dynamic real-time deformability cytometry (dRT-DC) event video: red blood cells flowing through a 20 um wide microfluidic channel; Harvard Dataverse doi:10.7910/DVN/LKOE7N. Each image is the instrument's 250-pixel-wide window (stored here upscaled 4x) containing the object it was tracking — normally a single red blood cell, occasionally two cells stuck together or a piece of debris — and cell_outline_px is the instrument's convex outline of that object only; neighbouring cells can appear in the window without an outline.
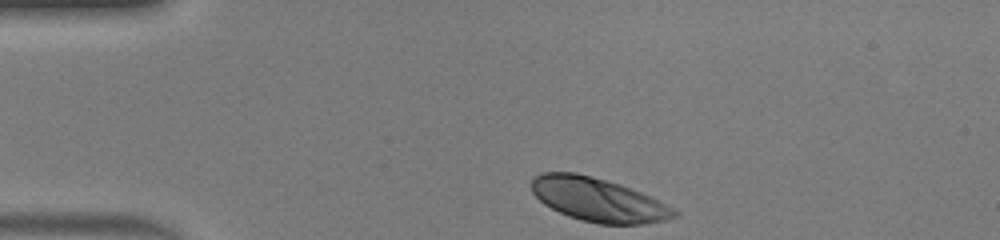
{"species": "human", "species_latin": "Homo sapiens", "temperature_condition": "warm", "stored_images_in_passage": 32, "camera_frame_rate_fps": 3000, "um_per_image_px": 0.085, "donor": {"sex": "male"}, "frame": {"image": 1, "passage_image": 1, "time_ms": 0.0, "image_size_px": [1000, 240], "cell_outline_px": [[680, 212], [676, 216], [664, 220], [640, 224], [600, 224], [580, 220], [568, 216], [544, 204], [532, 192], [532, 180], [540, 172], [576, 172], [620, 184], [640, 192]], "centroid_in_image_um": [50.81, 16.97], "position_along_channel_um": 34.2, "area_um2": 35.84}}
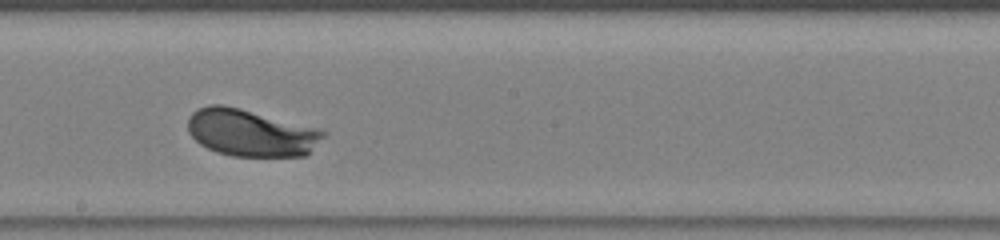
{"frame": {"image": 2, "passage_image": 19, "time_ms": 6.0, "image_size_px": [1000, 240], "cell_outline_px": [[328, 132], [308, 156], [232, 156], [216, 152], [200, 144], [188, 132], [188, 116], [196, 108], [208, 104], [220, 104], [240, 108], [320, 128]], "centroid_in_image_um": [21.34, 11.28], "position_along_channel_um": 226.9, "area_um2": 37.63}}
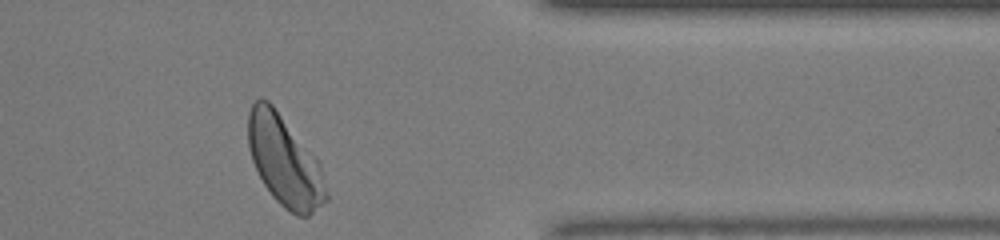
{"frame": {"image": 3, "passage_image": 32, "time_ms": 10.333, "image_size_px": [1000, 240], "cell_outline_px": [[328, 200], [308, 216], [296, 216], [284, 208], [272, 196], [264, 184], [252, 160], [248, 148], [248, 112], [252, 104], [260, 96], [268, 100], [272, 104], [320, 164], [328, 196]], "centroid_in_image_um": [24.17, 13.7], "position_along_channel_um": 387.2, "area_um2": 40.63}, "authors_computed_cell_mechanics": {"area_um2": 36.3562, "velocity_mm_per_s": 4.0571, "shape_relaxation_time_tau1_ms": 1.2727, "shape_relaxation_time_tau2_ms": null, "deformation_change_tau1": 0.1241, "deformation_change_tau2": null}}